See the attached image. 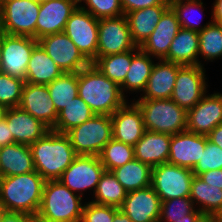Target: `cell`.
I'll return each mask as SVG.
<instances>
[{"label": "cell", "instance_id": "cell-27", "mask_svg": "<svg viewBox=\"0 0 222 222\" xmlns=\"http://www.w3.org/2000/svg\"><path fill=\"white\" fill-rule=\"evenodd\" d=\"M198 32L180 28L171 42L165 61L180 65H198Z\"/></svg>", "mask_w": 222, "mask_h": 222}, {"label": "cell", "instance_id": "cell-51", "mask_svg": "<svg viewBox=\"0 0 222 222\" xmlns=\"http://www.w3.org/2000/svg\"><path fill=\"white\" fill-rule=\"evenodd\" d=\"M25 222H50L39 213L25 214Z\"/></svg>", "mask_w": 222, "mask_h": 222}, {"label": "cell", "instance_id": "cell-32", "mask_svg": "<svg viewBox=\"0 0 222 222\" xmlns=\"http://www.w3.org/2000/svg\"><path fill=\"white\" fill-rule=\"evenodd\" d=\"M139 50L140 47L137 46L135 49L124 53L97 57L91 64H93L107 78L120 86L126 78L132 62V57Z\"/></svg>", "mask_w": 222, "mask_h": 222}, {"label": "cell", "instance_id": "cell-55", "mask_svg": "<svg viewBox=\"0 0 222 222\" xmlns=\"http://www.w3.org/2000/svg\"><path fill=\"white\" fill-rule=\"evenodd\" d=\"M212 220L214 222H222V210Z\"/></svg>", "mask_w": 222, "mask_h": 222}, {"label": "cell", "instance_id": "cell-43", "mask_svg": "<svg viewBox=\"0 0 222 222\" xmlns=\"http://www.w3.org/2000/svg\"><path fill=\"white\" fill-rule=\"evenodd\" d=\"M118 207L111 205H100L88 201L84 203L80 222H113Z\"/></svg>", "mask_w": 222, "mask_h": 222}, {"label": "cell", "instance_id": "cell-3", "mask_svg": "<svg viewBox=\"0 0 222 222\" xmlns=\"http://www.w3.org/2000/svg\"><path fill=\"white\" fill-rule=\"evenodd\" d=\"M45 182L37 171L0 177V206L7 212L38 213Z\"/></svg>", "mask_w": 222, "mask_h": 222}, {"label": "cell", "instance_id": "cell-19", "mask_svg": "<svg viewBox=\"0 0 222 222\" xmlns=\"http://www.w3.org/2000/svg\"><path fill=\"white\" fill-rule=\"evenodd\" d=\"M161 200L155 190L149 186L127 193L119 207L132 222H158Z\"/></svg>", "mask_w": 222, "mask_h": 222}, {"label": "cell", "instance_id": "cell-24", "mask_svg": "<svg viewBox=\"0 0 222 222\" xmlns=\"http://www.w3.org/2000/svg\"><path fill=\"white\" fill-rule=\"evenodd\" d=\"M171 135L145 130L134 146L135 159L151 167L167 163Z\"/></svg>", "mask_w": 222, "mask_h": 222}, {"label": "cell", "instance_id": "cell-15", "mask_svg": "<svg viewBox=\"0 0 222 222\" xmlns=\"http://www.w3.org/2000/svg\"><path fill=\"white\" fill-rule=\"evenodd\" d=\"M222 123V94H205L193 107L187 110L186 130L207 136Z\"/></svg>", "mask_w": 222, "mask_h": 222}, {"label": "cell", "instance_id": "cell-41", "mask_svg": "<svg viewBox=\"0 0 222 222\" xmlns=\"http://www.w3.org/2000/svg\"><path fill=\"white\" fill-rule=\"evenodd\" d=\"M79 7L96 19L114 18L124 15L121 0H83ZM86 6V7H85Z\"/></svg>", "mask_w": 222, "mask_h": 222}, {"label": "cell", "instance_id": "cell-22", "mask_svg": "<svg viewBox=\"0 0 222 222\" xmlns=\"http://www.w3.org/2000/svg\"><path fill=\"white\" fill-rule=\"evenodd\" d=\"M180 28L181 27L175 12L171 7H169L163 13L154 31L142 43L140 49L154 59H164L168 54L171 42L177 35Z\"/></svg>", "mask_w": 222, "mask_h": 222}, {"label": "cell", "instance_id": "cell-53", "mask_svg": "<svg viewBox=\"0 0 222 222\" xmlns=\"http://www.w3.org/2000/svg\"><path fill=\"white\" fill-rule=\"evenodd\" d=\"M7 109H8L7 107L0 105V122H2L5 119Z\"/></svg>", "mask_w": 222, "mask_h": 222}, {"label": "cell", "instance_id": "cell-37", "mask_svg": "<svg viewBox=\"0 0 222 222\" xmlns=\"http://www.w3.org/2000/svg\"><path fill=\"white\" fill-rule=\"evenodd\" d=\"M135 158L134 147L112 138L102 149L99 159L105 171L124 166Z\"/></svg>", "mask_w": 222, "mask_h": 222}, {"label": "cell", "instance_id": "cell-31", "mask_svg": "<svg viewBox=\"0 0 222 222\" xmlns=\"http://www.w3.org/2000/svg\"><path fill=\"white\" fill-rule=\"evenodd\" d=\"M111 172L127 193L151 185L152 167L135 158L124 166L113 169Z\"/></svg>", "mask_w": 222, "mask_h": 222}, {"label": "cell", "instance_id": "cell-33", "mask_svg": "<svg viewBox=\"0 0 222 222\" xmlns=\"http://www.w3.org/2000/svg\"><path fill=\"white\" fill-rule=\"evenodd\" d=\"M95 113L78 95L58 113L52 131L66 134L69 130L91 119Z\"/></svg>", "mask_w": 222, "mask_h": 222}, {"label": "cell", "instance_id": "cell-40", "mask_svg": "<svg viewBox=\"0 0 222 222\" xmlns=\"http://www.w3.org/2000/svg\"><path fill=\"white\" fill-rule=\"evenodd\" d=\"M25 81L0 72V105L18 107Z\"/></svg>", "mask_w": 222, "mask_h": 222}, {"label": "cell", "instance_id": "cell-58", "mask_svg": "<svg viewBox=\"0 0 222 222\" xmlns=\"http://www.w3.org/2000/svg\"><path fill=\"white\" fill-rule=\"evenodd\" d=\"M36 1H38V2H43V1H47V0H36Z\"/></svg>", "mask_w": 222, "mask_h": 222}, {"label": "cell", "instance_id": "cell-1", "mask_svg": "<svg viewBox=\"0 0 222 222\" xmlns=\"http://www.w3.org/2000/svg\"><path fill=\"white\" fill-rule=\"evenodd\" d=\"M78 95L98 115L111 116L128 101L120 86L93 64L78 72Z\"/></svg>", "mask_w": 222, "mask_h": 222}, {"label": "cell", "instance_id": "cell-8", "mask_svg": "<svg viewBox=\"0 0 222 222\" xmlns=\"http://www.w3.org/2000/svg\"><path fill=\"white\" fill-rule=\"evenodd\" d=\"M193 177L192 169L167 162L152 167L150 186L161 201L189 197Z\"/></svg>", "mask_w": 222, "mask_h": 222}, {"label": "cell", "instance_id": "cell-29", "mask_svg": "<svg viewBox=\"0 0 222 222\" xmlns=\"http://www.w3.org/2000/svg\"><path fill=\"white\" fill-rule=\"evenodd\" d=\"M189 198L206 218L213 219L222 210V190L208 185L198 176L192 179Z\"/></svg>", "mask_w": 222, "mask_h": 222}, {"label": "cell", "instance_id": "cell-14", "mask_svg": "<svg viewBox=\"0 0 222 222\" xmlns=\"http://www.w3.org/2000/svg\"><path fill=\"white\" fill-rule=\"evenodd\" d=\"M38 44L63 72H79L91 64L64 32L44 36Z\"/></svg>", "mask_w": 222, "mask_h": 222}, {"label": "cell", "instance_id": "cell-18", "mask_svg": "<svg viewBox=\"0 0 222 222\" xmlns=\"http://www.w3.org/2000/svg\"><path fill=\"white\" fill-rule=\"evenodd\" d=\"M112 138L130 146L141 139L145 132L142 113L139 107L132 101H127L112 115Z\"/></svg>", "mask_w": 222, "mask_h": 222}, {"label": "cell", "instance_id": "cell-9", "mask_svg": "<svg viewBox=\"0 0 222 222\" xmlns=\"http://www.w3.org/2000/svg\"><path fill=\"white\" fill-rule=\"evenodd\" d=\"M98 24L99 19L78 6L64 29V33L90 63L97 58Z\"/></svg>", "mask_w": 222, "mask_h": 222}, {"label": "cell", "instance_id": "cell-23", "mask_svg": "<svg viewBox=\"0 0 222 222\" xmlns=\"http://www.w3.org/2000/svg\"><path fill=\"white\" fill-rule=\"evenodd\" d=\"M181 66L163 59L155 62L147 86L139 99H170Z\"/></svg>", "mask_w": 222, "mask_h": 222}, {"label": "cell", "instance_id": "cell-28", "mask_svg": "<svg viewBox=\"0 0 222 222\" xmlns=\"http://www.w3.org/2000/svg\"><path fill=\"white\" fill-rule=\"evenodd\" d=\"M63 70L52 60L38 44L32 51L27 65L25 82L48 85L63 74Z\"/></svg>", "mask_w": 222, "mask_h": 222}, {"label": "cell", "instance_id": "cell-30", "mask_svg": "<svg viewBox=\"0 0 222 222\" xmlns=\"http://www.w3.org/2000/svg\"><path fill=\"white\" fill-rule=\"evenodd\" d=\"M149 54L144 53L141 49L132 57V62L127 72L124 82L120 85L123 96L130 91L138 93L144 92L152 68L154 59Z\"/></svg>", "mask_w": 222, "mask_h": 222}, {"label": "cell", "instance_id": "cell-7", "mask_svg": "<svg viewBox=\"0 0 222 222\" xmlns=\"http://www.w3.org/2000/svg\"><path fill=\"white\" fill-rule=\"evenodd\" d=\"M39 10L36 0H0V31L36 39Z\"/></svg>", "mask_w": 222, "mask_h": 222}, {"label": "cell", "instance_id": "cell-10", "mask_svg": "<svg viewBox=\"0 0 222 222\" xmlns=\"http://www.w3.org/2000/svg\"><path fill=\"white\" fill-rule=\"evenodd\" d=\"M104 171L99 156L77 155L59 181L82 197L86 190H93V194L95 193Z\"/></svg>", "mask_w": 222, "mask_h": 222}, {"label": "cell", "instance_id": "cell-44", "mask_svg": "<svg viewBox=\"0 0 222 222\" xmlns=\"http://www.w3.org/2000/svg\"><path fill=\"white\" fill-rule=\"evenodd\" d=\"M123 13L126 15L129 12L144 9L156 5H169L168 0H121Z\"/></svg>", "mask_w": 222, "mask_h": 222}, {"label": "cell", "instance_id": "cell-17", "mask_svg": "<svg viewBox=\"0 0 222 222\" xmlns=\"http://www.w3.org/2000/svg\"><path fill=\"white\" fill-rule=\"evenodd\" d=\"M18 107L43 122L51 130L54 128L58 112L50 98L47 85L25 82Z\"/></svg>", "mask_w": 222, "mask_h": 222}, {"label": "cell", "instance_id": "cell-49", "mask_svg": "<svg viewBox=\"0 0 222 222\" xmlns=\"http://www.w3.org/2000/svg\"><path fill=\"white\" fill-rule=\"evenodd\" d=\"M212 19L210 21L219 23L222 21V0H215L212 6Z\"/></svg>", "mask_w": 222, "mask_h": 222}, {"label": "cell", "instance_id": "cell-2", "mask_svg": "<svg viewBox=\"0 0 222 222\" xmlns=\"http://www.w3.org/2000/svg\"><path fill=\"white\" fill-rule=\"evenodd\" d=\"M29 147L35 171L45 181L59 180L77 156L69 137L52 130Z\"/></svg>", "mask_w": 222, "mask_h": 222}, {"label": "cell", "instance_id": "cell-6", "mask_svg": "<svg viewBox=\"0 0 222 222\" xmlns=\"http://www.w3.org/2000/svg\"><path fill=\"white\" fill-rule=\"evenodd\" d=\"M66 135L77 155L99 156L103 147L112 139L111 116L95 114L69 130Z\"/></svg>", "mask_w": 222, "mask_h": 222}, {"label": "cell", "instance_id": "cell-5", "mask_svg": "<svg viewBox=\"0 0 222 222\" xmlns=\"http://www.w3.org/2000/svg\"><path fill=\"white\" fill-rule=\"evenodd\" d=\"M133 99L146 130L174 135L186 131L187 110L172 99Z\"/></svg>", "mask_w": 222, "mask_h": 222}, {"label": "cell", "instance_id": "cell-42", "mask_svg": "<svg viewBox=\"0 0 222 222\" xmlns=\"http://www.w3.org/2000/svg\"><path fill=\"white\" fill-rule=\"evenodd\" d=\"M222 169V148L208 140L204 152L202 153L199 162L192 169L194 176L211 171Z\"/></svg>", "mask_w": 222, "mask_h": 222}, {"label": "cell", "instance_id": "cell-54", "mask_svg": "<svg viewBox=\"0 0 222 222\" xmlns=\"http://www.w3.org/2000/svg\"><path fill=\"white\" fill-rule=\"evenodd\" d=\"M2 67V32L0 31V72Z\"/></svg>", "mask_w": 222, "mask_h": 222}, {"label": "cell", "instance_id": "cell-47", "mask_svg": "<svg viewBox=\"0 0 222 222\" xmlns=\"http://www.w3.org/2000/svg\"><path fill=\"white\" fill-rule=\"evenodd\" d=\"M207 138L212 143L222 148V123L217 125L208 135Z\"/></svg>", "mask_w": 222, "mask_h": 222}, {"label": "cell", "instance_id": "cell-26", "mask_svg": "<svg viewBox=\"0 0 222 222\" xmlns=\"http://www.w3.org/2000/svg\"><path fill=\"white\" fill-rule=\"evenodd\" d=\"M169 7L170 5H156L135 10L126 14L131 38L137 46L140 47L142 43L150 36L157 23L160 21L163 13Z\"/></svg>", "mask_w": 222, "mask_h": 222}, {"label": "cell", "instance_id": "cell-45", "mask_svg": "<svg viewBox=\"0 0 222 222\" xmlns=\"http://www.w3.org/2000/svg\"><path fill=\"white\" fill-rule=\"evenodd\" d=\"M203 182L222 190V169L204 172L198 176Z\"/></svg>", "mask_w": 222, "mask_h": 222}, {"label": "cell", "instance_id": "cell-36", "mask_svg": "<svg viewBox=\"0 0 222 222\" xmlns=\"http://www.w3.org/2000/svg\"><path fill=\"white\" fill-rule=\"evenodd\" d=\"M199 35L198 65L204 64L199 61L202 56L205 61H211L222 58V26L219 23L212 22ZM221 57V58H220Z\"/></svg>", "mask_w": 222, "mask_h": 222}, {"label": "cell", "instance_id": "cell-16", "mask_svg": "<svg viewBox=\"0 0 222 222\" xmlns=\"http://www.w3.org/2000/svg\"><path fill=\"white\" fill-rule=\"evenodd\" d=\"M79 5L73 0H47L40 2L36 21V40L64 32L66 22Z\"/></svg>", "mask_w": 222, "mask_h": 222}, {"label": "cell", "instance_id": "cell-4", "mask_svg": "<svg viewBox=\"0 0 222 222\" xmlns=\"http://www.w3.org/2000/svg\"><path fill=\"white\" fill-rule=\"evenodd\" d=\"M59 180L45 182L38 213L50 222H80L85 202Z\"/></svg>", "mask_w": 222, "mask_h": 222}, {"label": "cell", "instance_id": "cell-46", "mask_svg": "<svg viewBox=\"0 0 222 222\" xmlns=\"http://www.w3.org/2000/svg\"><path fill=\"white\" fill-rule=\"evenodd\" d=\"M14 143V139L10 136L9 126L7 122L3 120L0 122V148Z\"/></svg>", "mask_w": 222, "mask_h": 222}, {"label": "cell", "instance_id": "cell-11", "mask_svg": "<svg viewBox=\"0 0 222 222\" xmlns=\"http://www.w3.org/2000/svg\"><path fill=\"white\" fill-rule=\"evenodd\" d=\"M136 47L126 15L99 19L97 57L124 53Z\"/></svg>", "mask_w": 222, "mask_h": 222}, {"label": "cell", "instance_id": "cell-25", "mask_svg": "<svg viewBox=\"0 0 222 222\" xmlns=\"http://www.w3.org/2000/svg\"><path fill=\"white\" fill-rule=\"evenodd\" d=\"M35 171L29 145L14 143L0 148V177Z\"/></svg>", "mask_w": 222, "mask_h": 222}, {"label": "cell", "instance_id": "cell-39", "mask_svg": "<svg viewBox=\"0 0 222 222\" xmlns=\"http://www.w3.org/2000/svg\"><path fill=\"white\" fill-rule=\"evenodd\" d=\"M195 209L193 201L189 197L161 201L158 222H177Z\"/></svg>", "mask_w": 222, "mask_h": 222}, {"label": "cell", "instance_id": "cell-34", "mask_svg": "<svg viewBox=\"0 0 222 222\" xmlns=\"http://www.w3.org/2000/svg\"><path fill=\"white\" fill-rule=\"evenodd\" d=\"M47 88L59 113L74 97L78 96V72H64L48 84Z\"/></svg>", "mask_w": 222, "mask_h": 222}, {"label": "cell", "instance_id": "cell-20", "mask_svg": "<svg viewBox=\"0 0 222 222\" xmlns=\"http://www.w3.org/2000/svg\"><path fill=\"white\" fill-rule=\"evenodd\" d=\"M207 136L189 131L171 135L170 151L167 162L193 169L204 152Z\"/></svg>", "mask_w": 222, "mask_h": 222}, {"label": "cell", "instance_id": "cell-35", "mask_svg": "<svg viewBox=\"0 0 222 222\" xmlns=\"http://www.w3.org/2000/svg\"><path fill=\"white\" fill-rule=\"evenodd\" d=\"M93 195L94 199L92 198L91 202L119 208L127 196V191L112 172L104 171Z\"/></svg>", "mask_w": 222, "mask_h": 222}, {"label": "cell", "instance_id": "cell-38", "mask_svg": "<svg viewBox=\"0 0 222 222\" xmlns=\"http://www.w3.org/2000/svg\"><path fill=\"white\" fill-rule=\"evenodd\" d=\"M169 5L175 12L180 27L183 29L200 32L211 23L206 22L205 25H201L199 24V21H197V18L193 20L189 17V13H192L195 9L198 10L199 13H203L204 4L202 0L169 1Z\"/></svg>", "mask_w": 222, "mask_h": 222}, {"label": "cell", "instance_id": "cell-52", "mask_svg": "<svg viewBox=\"0 0 222 222\" xmlns=\"http://www.w3.org/2000/svg\"><path fill=\"white\" fill-rule=\"evenodd\" d=\"M113 222H132V221L121 210H118L114 215Z\"/></svg>", "mask_w": 222, "mask_h": 222}, {"label": "cell", "instance_id": "cell-56", "mask_svg": "<svg viewBox=\"0 0 222 222\" xmlns=\"http://www.w3.org/2000/svg\"><path fill=\"white\" fill-rule=\"evenodd\" d=\"M6 212H7V211L0 206V222L2 221L3 216H4V214H5Z\"/></svg>", "mask_w": 222, "mask_h": 222}, {"label": "cell", "instance_id": "cell-13", "mask_svg": "<svg viewBox=\"0 0 222 222\" xmlns=\"http://www.w3.org/2000/svg\"><path fill=\"white\" fill-rule=\"evenodd\" d=\"M37 45L33 37L2 33L1 72L25 81L27 65Z\"/></svg>", "mask_w": 222, "mask_h": 222}, {"label": "cell", "instance_id": "cell-48", "mask_svg": "<svg viewBox=\"0 0 222 222\" xmlns=\"http://www.w3.org/2000/svg\"><path fill=\"white\" fill-rule=\"evenodd\" d=\"M208 220L209 218H206L199 210L195 209L191 214H187L177 222H207Z\"/></svg>", "mask_w": 222, "mask_h": 222}, {"label": "cell", "instance_id": "cell-21", "mask_svg": "<svg viewBox=\"0 0 222 222\" xmlns=\"http://www.w3.org/2000/svg\"><path fill=\"white\" fill-rule=\"evenodd\" d=\"M4 120L15 143L31 145L51 130L20 107L8 108Z\"/></svg>", "mask_w": 222, "mask_h": 222}, {"label": "cell", "instance_id": "cell-50", "mask_svg": "<svg viewBox=\"0 0 222 222\" xmlns=\"http://www.w3.org/2000/svg\"><path fill=\"white\" fill-rule=\"evenodd\" d=\"M1 222H25V213L6 212Z\"/></svg>", "mask_w": 222, "mask_h": 222}, {"label": "cell", "instance_id": "cell-12", "mask_svg": "<svg viewBox=\"0 0 222 222\" xmlns=\"http://www.w3.org/2000/svg\"><path fill=\"white\" fill-rule=\"evenodd\" d=\"M205 72L204 66H181L170 99L186 110L193 108L208 92Z\"/></svg>", "mask_w": 222, "mask_h": 222}, {"label": "cell", "instance_id": "cell-57", "mask_svg": "<svg viewBox=\"0 0 222 222\" xmlns=\"http://www.w3.org/2000/svg\"><path fill=\"white\" fill-rule=\"evenodd\" d=\"M73 1H75L79 5V4H82L83 0H73Z\"/></svg>", "mask_w": 222, "mask_h": 222}]
</instances>
